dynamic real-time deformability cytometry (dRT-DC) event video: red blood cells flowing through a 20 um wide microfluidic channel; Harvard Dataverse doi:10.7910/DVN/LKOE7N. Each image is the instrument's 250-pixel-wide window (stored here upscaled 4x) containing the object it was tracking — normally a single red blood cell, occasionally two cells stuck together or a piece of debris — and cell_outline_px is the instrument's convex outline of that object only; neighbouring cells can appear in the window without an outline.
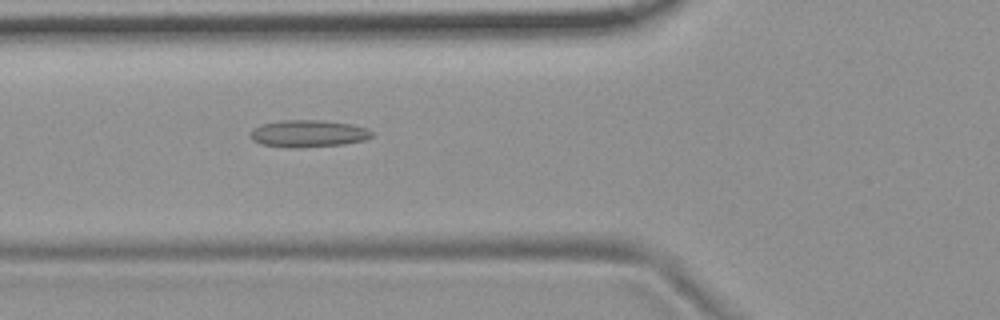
{"species": "common noctule bat (a hibernating species)", "species_latin": "Nyctalus noctula", "temperature_condition": "room temperature", "stored_images_in_passage": 2, "camera_frame_rate_fps": 3000, "um_per_image_px": 0.085, "animal": {"sex": "female", "body_mass_g": 19.9}, "frame": {"image": 1, "passage_image": 2, "time_ms": 1.0, "image_size_px": [1000, 320], "cell_outline_px": [[372, 136], [364, 140], [344, 144], [296, 148], [288, 148], [260, 144], [252, 140], [252, 128], [260, 124], [280, 120], [320, 120], [352, 124], [368, 128], [372, 132]], "centroid_in_image_um": [26.19, 11.35], "position_along_channel_um": 99.6, "area_um2": 19.31}}